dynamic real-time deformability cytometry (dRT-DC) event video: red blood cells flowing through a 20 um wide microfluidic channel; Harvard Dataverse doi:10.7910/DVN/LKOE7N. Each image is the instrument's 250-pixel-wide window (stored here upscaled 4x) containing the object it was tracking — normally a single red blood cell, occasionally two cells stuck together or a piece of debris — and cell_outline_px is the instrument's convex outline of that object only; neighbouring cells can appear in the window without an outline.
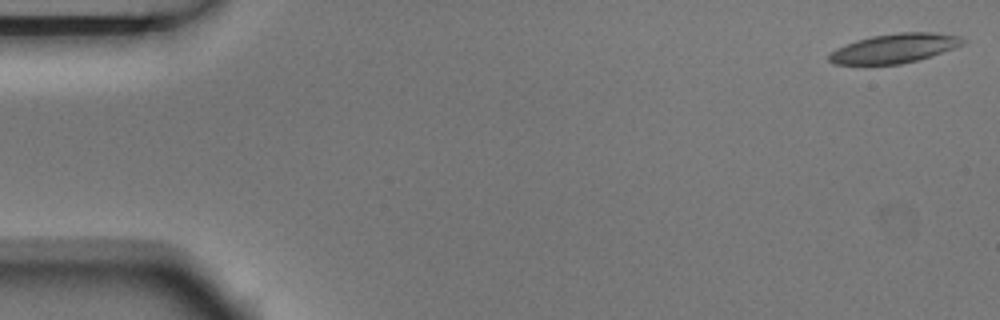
{"species": "Egyptian fruit bat (a non-hibernating species)", "species_latin": "Rousettus aegyptiacus", "temperature_condition": "room temperature", "stored_images_in_passage": 5, "camera_frame_rate_fps": 3000, "um_per_image_px": 0.085, "animal": {"sex": "male"}, "frame": {"image": 1, "passage_image": 1, "time_ms": 0.0, "image_size_px": [1000, 320], "cell_outline_px": [[968, 40], [964, 44], [916, 60], [900, 64], [832, 64], [828, 60], [828, 56], [836, 48], [856, 40], [872, 36], [900, 32], [932, 32], [960, 36]], "centroid_in_image_um": [76.01, 4.09], "position_along_channel_um": 9.0, "area_um2": 22.54}}
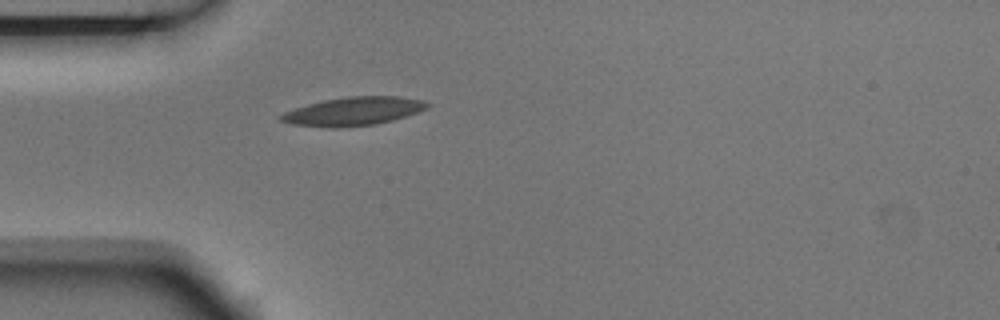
{"frame": {"image": 2, "passage_image": 5, "time_ms": 1.333, "image_size_px": [1000, 320], "cell_outline_px": [[432, 104], [416, 112], [392, 120], [376, 124], [336, 128], [332, 128], [292, 124], [280, 120], [276, 116], [284, 112], [308, 104], [324, 100], [348, 96], [400, 96], [420, 100]], "centroid_in_image_um": [29.98, 9.46], "position_along_channel_um": 55.0, "area_um2": 24.04}}